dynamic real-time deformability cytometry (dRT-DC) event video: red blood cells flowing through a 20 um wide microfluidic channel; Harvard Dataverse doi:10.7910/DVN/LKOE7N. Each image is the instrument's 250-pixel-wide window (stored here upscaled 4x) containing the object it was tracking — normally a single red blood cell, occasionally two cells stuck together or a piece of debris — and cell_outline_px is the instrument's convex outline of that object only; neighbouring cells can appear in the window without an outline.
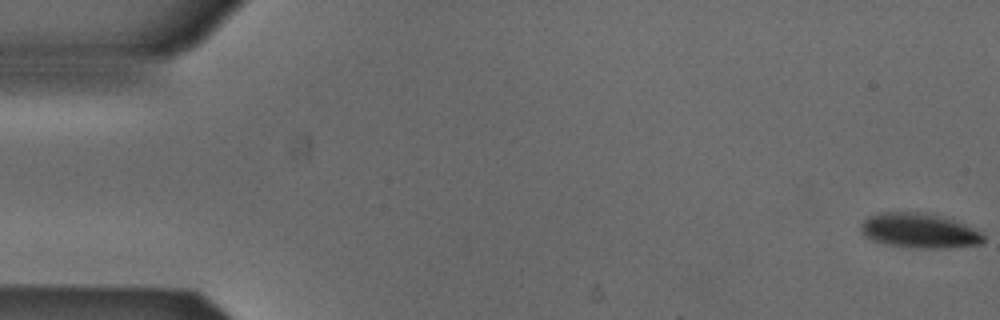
{"species": "Egyptian fruit bat (a non-hibernating species)", "species_latin": "Rousettus aegyptiacus", "temperature_condition": "cold", "stored_images_in_passage": 53, "camera_frame_rate_fps": 3000, "um_per_image_px": 0.085, "animal": {"sex": "male"}, "frame": {"image": 1, "passage_image": 1, "time_ms": 0.0, "image_size_px": [1000, 320], "cell_outline_px": [[984, 240], [980, 244], [944, 248], [916, 248], [888, 244], [872, 240], [864, 236], [860, 232], [860, 224], [868, 216], [880, 212], [916, 212], [940, 216], [964, 224], [980, 232], [984, 236]], "centroid_in_image_um": [78.08, 19.61], "position_along_channel_um": 6.9, "area_um2": 24.62}}
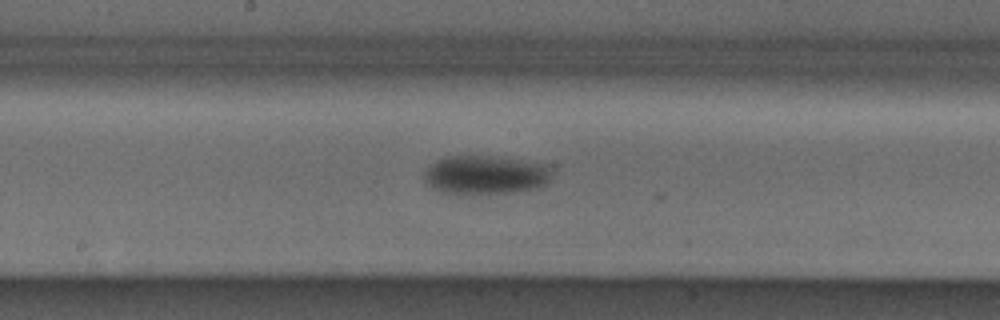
{"frame": {"image": 2, "passage_image": 28, "time_ms": 9.0, "image_size_px": [1000, 320], "cell_outline_px": [[556, 168], [548, 184], [540, 188], [512, 192], [440, 192], [424, 184], [424, 168], [428, 164], [436, 160], [448, 156], [488, 156], [552, 164]], "centroid_in_image_um": [41.33, 14.84], "position_along_channel_um": 206.9, "area_um2": 29.25}}
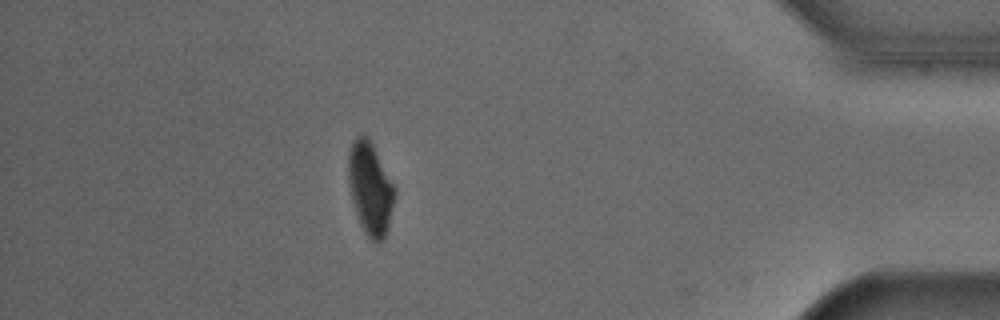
{"frame": {"image": 3, "passage_image": 47, "time_ms": 15.333, "image_size_px": [1000, 320], "cell_outline_px": [[396, 192], [388, 228], [380, 244], [376, 244], [364, 232], [360, 224], [352, 200], [348, 184], [348, 152], [352, 140], [356, 136], [368, 136], [396, 188]], "centroid_in_image_um": [31.46, 16.01], "position_along_channel_um": 403.7, "area_um2": 25.09}}